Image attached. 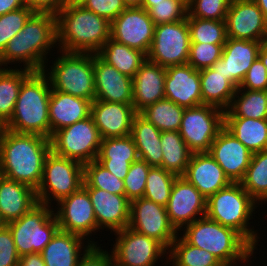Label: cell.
<instances>
[{"instance_id":"1","label":"cell","mask_w":267,"mask_h":266,"mask_svg":"<svg viewBox=\"0 0 267 266\" xmlns=\"http://www.w3.org/2000/svg\"><path fill=\"white\" fill-rule=\"evenodd\" d=\"M51 151L50 139L8 130L0 138V170L4 177L37 190L44 162Z\"/></svg>"},{"instance_id":"2","label":"cell","mask_w":267,"mask_h":266,"mask_svg":"<svg viewBox=\"0 0 267 266\" xmlns=\"http://www.w3.org/2000/svg\"><path fill=\"white\" fill-rule=\"evenodd\" d=\"M57 46L56 14L34 12L0 54V67L23 63L24 69L43 71L50 49ZM47 61V62H46Z\"/></svg>"},{"instance_id":"3","label":"cell","mask_w":267,"mask_h":266,"mask_svg":"<svg viewBox=\"0 0 267 266\" xmlns=\"http://www.w3.org/2000/svg\"><path fill=\"white\" fill-rule=\"evenodd\" d=\"M106 18L83 6L63 5L56 14L57 44L60 51L97 53L110 39Z\"/></svg>"},{"instance_id":"4","label":"cell","mask_w":267,"mask_h":266,"mask_svg":"<svg viewBox=\"0 0 267 266\" xmlns=\"http://www.w3.org/2000/svg\"><path fill=\"white\" fill-rule=\"evenodd\" d=\"M51 83L44 71L32 72L22 83L7 129L50 139Z\"/></svg>"},{"instance_id":"5","label":"cell","mask_w":267,"mask_h":266,"mask_svg":"<svg viewBox=\"0 0 267 266\" xmlns=\"http://www.w3.org/2000/svg\"><path fill=\"white\" fill-rule=\"evenodd\" d=\"M181 236L188 244L205 249L225 266L248 263L254 248L234 229L225 227L207 216L183 228Z\"/></svg>"},{"instance_id":"6","label":"cell","mask_w":267,"mask_h":266,"mask_svg":"<svg viewBox=\"0 0 267 266\" xmlns=\"http://www.w3.org/2000/svg\"><path fill=\"white\" fill-rule=\"evenodd\" d=\"M257 204L240 182H231L207 198L205 216L225 227L234 229L256 249L259 237L257 230L249 226V220L253 218L252 213L258 207Z\"/></svg>"},{"instance_id":"7","label":"cell","mask_w":267,"mask_h":266,"mask_svg":"<svg viewBox=\"0 0 267 266\" xmlns=\"http://www.w3.org/2000/svg\"><path fill=\"white\" fill-rule=\"evenodd\" d=\"M43 70L53 90L95 100L94 53L64 52ZM48 72V73H47Z\"/></svg>"},{"instance_id":"8","label":"cell","mask_w":267,"mask_h":266,"mask_svg":"<svg viewBox=\"0 0 267 266\" xmlns=\"http://www.w3.org/2000/svg\"><path fill=\"white\" fill-rule=\"evenodd\" d=\"M51 207L53 206L38 202L22 217L6 224L12 232L20 257L41 253L59 230L54 209Z\"/></svg>"},{"instance_id":"9","label":"cell","mask_w":267,"mask_h":266,"mask_svg":"<svg viewBox=\"0 0 267 266\" xmlns=\"http://www.w3.org/2000/svg\"><path fill=\"white\" fill-rule=\"evenodd\" d=\"M84 183V165L80 162L55 154L47 155L43 176L36 190L38 202L52 205L51 202L78 191Z\"/></svg>"},{"instance_id":"10","label":"cell","mask_w":267,"mask_h":266,"mask_svg":"<svg viewBox=\"0 0 267 266\" xmlns=\"http://www.w3.org/2000/svg\"><path fill=\"white\" fill-rule=\"evenodd\" d=\"M50 141L51 150L55 154L84 165L96 160L102 137L90 115L56 131Z\"/></svg>"},{"instance_id":"11","label":"cell","mask_w":267,"mask_h":266,"mask_svg":"<svg viewBox=\"0 0 267 266\" xmlns=\"http://www.w3.org/2000/svg\"><path fill=\"white\" fill-rule=\"evenodd\" d=\"M224 112L209 104L185 108L179 132L192 153L209 152L224 127Z\"/></svg>"},{"instance_id":"12","label":"cell","mask_w":267,"mask_h":266,"mask_svg":"<svg viewBox=\"0 0 267 266\" xmlns=\"http://www.w3.org/2000/svg\"><path fill=\"white\" fill-rule=\"evenodd\" d=\"M190 43L188 18L156 25L147 59L165 68L187 64Z\"/></svg>"},{"instance_id":"13","label":"cell","mask_w":267,"mask_h":266,"mask_svg":"<svg viewBox=\"0 0 267 266\" xmlns=\"http://www.w3.org/2000/svg\"><path fill=\"white\" fill-rule=\"evenodd\" d=\"M111 257L117 266H155L167 256L168 250L156 239L139 233L130 227L117 231ZM162 256V257H161Z\"/></svg>"},{"instance_id":"14","label":"cell","mask_w":267,"mask_h":266,"mask_svg":"<svg viewBox=\"0 0 267 266\" xmlns=\"http://www.w3.org/2000/svg\"><path fill=\"white\" fill-rule=\"evenodd\" d=\"M57 211L54 215L57 219L59 230L79 235L92 245H99L86 237L100 229L95 219L94 208L88 191L82 186L78 191L56 202ZM56 212V213H55ZM93 232V233H92Z\"/></svg>"},{"instance_id":"15","label":"cell","mask_w":267,"mask_h":266,"mask_svg":"<svg viewBox=\"0 0 267 266\" xmlns=\"http://www.w3.org/2000/svg\"><path fill=\"white\" fill-rule=\"evenodd\" d=\"M131 229L159 241L167 250L179 233L171 225L166 207L144 197L130 201Z\"/></svg>"},{"instance_id":"16","label":"cell","mask_w":267,"mask_h":266,"mask_svg":"<svg viewBox=\"0 0 267 266\" xmlns=\"http://www.w3.org/2000/svg\"><path fill=\"white\" fill-rule=\"evenodd\" d=\"M155 24L144 8H126L110 25V38L143 52L146 56L153 42Z\"/></svg>"},{"instance_id":"17","label":"cell","mask_w":267,"mask_h":266,"mask_svg":"<svg viewBox=\"0 0 267 266\" xmlns=\"http://www.w3.org/2000/svg\"><path fill=\"white\" fill-rule=\"evenodd\" d=\"M206 202L207 199L187 179L177 176L166 205L171 225L178 232L195 220L204 217Z\"/></svg>"},{"instance_id":"18","label":"cell","mask_w":267,"mask_h":266,"mask_svg":"<svg viewBox=\"0 0 267 266\" xmlns=\"http://www.w3.org/2000/svg\"><path fill=\"white\" fill-rule=\"evenodd\" d=\"M225 22L227 38L267 41V20L253 0H231Z\"/></svg>"},{"instance_id":"19","label":"cell","mask_w":267,"mask_h":266,"mask_svg":"<svg viewBox=\"0 0 267 266\" xmlns=\"http://www.w3.org/2000/svg\"><path fill=\"white\" fill-rule=\"evenodd\" d=\"M262 42L227 38L221 58L212 68L220 71L238 88L252 63L258 58Z\"/></svg>"},{"instance_id":"20","label":"cell","mask_w":267,"mask_h":266,"mask_svg":"<svg viewBox=\"0 0 267 266\" xmlns=\"http://www.w3.org/2000/svg\"><path fill=\"white\" fill-rule=\"evenodd\" d=\"M231 182H240L250 165L252 153L223 127L208 152Z\"/></svg>"},{"instance_id":"21","label":"cell","mask_w":267,"mask_h":266,"mask_svg":"<svg viewBox=\"0 0 267 266\" xmlns=\"http://www.w3.org/2000/svg\"><path fill=\"white\" fill-rule=\"evenodd\" d=\"M164 95L165 99L184 108L202 105L199 70L188 63L167 67Z\"/></svg>"},{"instance_id":"22","label":"cell","mask_w":267,"mask_h":266,"mask_svg":"<svg viewBox=\"0 0 267 266\" xmlns=\"http://www.w3.org/2000/svg\"><path fill=\"white\" fill-rule=\"evenodd\" d=\"M94 208L97 226L117 232L128 227L130 200L125 195L112 194L99 188H85Z\"/></svg>"},{"instance_id":"23","label":"cell","mask_w":267,"mask_h":266,"mask_svg":"<svg viewBox=\"0 0 267 266\" xmlns=\"http://www.w3.org/2000/svg\"><path fill=\"white\" fill-rule=\"evenodd\" d=\"M137 113L132 104L94 100L91 117L102 139L124 137L131 134L132 121Z\"/></svg>"},{"instance_id":"24","label":"cell","mask_w":267,"mask_h":266,"mask_svg":"<svg viewBox=\"0 0 267 266\" xmlns=\"http://www.w3.org/2000/svg\"><path fill=\"white\" fill-rule=\"evenodd\" d=\"M95 99L133 104L132 78L121 74L94 53Z\"/></svg>"},{"instance_id":"25","label":"cell","mask_w":267,"mask_h":266,"mask_svg":"<svg viewBox=\"0 0 267 266\" xmlns=\"http://www.w3.org/2000/svg\"><path fill=\"white\" fill-rule=\"evenodd\" d=\"M183 177L206 199L231 183L208 152L192 153Z\"/></svg>"},{"instance_id":"26","label":"cell","mask_w":267,"mask_h":266,"mask_svg":"<svg viewBox=\"0 0 267 266\" xmlns=\"http://www.w3.org/2000/svg\"><path fill=\"white\" fill-rule=\"evenodd\" d=\"M166 68L146 59L132 78L133 108L140 113L147 106L165 99Z\"/></svg>"},{"instance_id":"27","label":"cell","mask_w":267,"mask_h":266,"mask_svg":"<svg viewBox=\"0 0 267 266\" xmlns=\"http://www.w3.org/2000/svg\"><path fill=\"white\" fill-rule=\"evenodd\" d=\"M139 159L131 135L102 139L96 161L112 175L124 180L130 165Z\"/></svg>"},{"instance_id":"28","label":"cell","mask_w":267,"mask_h":266,"mask_svg":"<svg viewBox=\"0 0 267 266\" xmlns=\"http://www.w3.org/2000/svg\"><path fill=\"white\" fill-rule=\"evenodd\" d=\"M91 103L90 100L52 89L49 100L50 138L56 131L89 117Z\"/></svg>"},{"instance_id":"29","label":"cell","mask_w":267,"mask_h":266,"mask_svg":"<svg viewBox=\"0 0 267 266\" xmlns=\"http://www.w3.org/2000/svg\"><path fill=\"white\" fill-rule=\"evenodd\" d=\"M37 203L36 190L2 176L0 180V214L6 224L22 217Z\"/></svg>"},{"instance_id":"30","label":"cell","mask_w":267,"mask_h":266,"mask_svg":"<svg viewBox=\"0 0 267 266\" xmlns=\"http://www.w3.org/2000/svg\"><path fill=\"white\" fill-rule=\"evenodd\" d=\"M85 240L79 235L58 230L40 253L45 265L77 266L80 257L92 245H85Z\"/></svg>"},{"instance_id":"31","label":"cell","mask_w":267,"mask_h":266,"mask_svg":"<svg viewBox=\"0 0 267 266\" xmlns=\"http://www.w3.org/2000/svg\"><path fill=\"white\" fill-rule=\"evenodd\" d=\"M161 131L137 113L132 121L131 136L137 148L139 159L152 167L162 164Z\"/></svg>"},{"instance_id":"32","label":"cell","mask_w":267,"mask_h":266,"mask_svg":"<svg viewBox=\"0 0 267 266\" xmlns=\"http://www.w3.org/2000/svg\"><path fill=\"white\" fill-rule=\"evenodd\" d=\"M224 127L252 154L267 149V119L224 117Z\"/></svg>"},{"instance_id":"33","label":"cell","mask_w":267,"mask_h":266,"mask_svg":"<svg viewBox=\"0 0 267 266\" xmlns=\"http://www.w3.org/2000/svg\"><path fill=\"white\" fill-rule=\"evenodd\" d=\"M202 104L227 110L233 100L236 87L220 71L212 67L199 70Z\"/></svg>"},{"instance_id":"34","label":"cell","mask_w":267,"mask_h":266,"mask_svg":"<svg viewBox=\"0 0 267 266\" xmlns=\"http://www.w3.org/2000/svg\"><path fill=\"white\" fill-rule=\"evenodd\" d=\"M107 64L114 66L121 74L133 78L147 56L125 44L109 39L96 53Z\"/></svg>"},{"instance_id":"35","label":"cell","mask_w":267,"mask_h":266,"mask_svg":"<svg viewBox=\"0 0 267 266\" xmlns=\"http://www.w3.org/2000/svg\"><path fill=\"white\" fill-rule=\"evenodd\" d=\"M163 159L162 167L177 176H183L192 152L188 149L179 131L162 132L160 136Z\"/></svg>"},{"instance_id":"36","label":"cell","mask_w":267,"mask_h":266,"mask_svg":"<svg viewBox=\"0 0 267 266\" xmlns=\"http://www.w3.org/2000/svg\"><path fill=\"white\" fill-rule=\"evenodd\" d=\"M224 117L267 119V90H247L238 87L230 107L224 112Z\"/></svg>"},{"instance_id":"37","label":"cell","mask_w":267,"mask_h":266,"mask_svg":"<svg viewBox=\"0 0 267 266\" xmlns=\"http://www.w3.org/2000/svg\"><path fill=\"white\" fill-rule=\"evenodd\" d=\"M8 68L0 67V117L6 124L12 117L23 81L32 73L22 67Z\"/></svg>"},{"instance_id":"38","label":"cell","mask_w":267,"mask_h":266,"mask_svg":"<svg viewBox=\"0 0 267 266\" xmlns=\"http://www.w3.org/2000/svg\"><path fill=\"white\" fill-rule=\"evenodd\" d=\"M168 256L165 264L172 262V266H225L215 255L188 244L178 235L168 250Z\"/></svg>"},{"instance_id":"39","label":"cell","mask_w":267,"mask_h":266,"mask_svg":"<svg viewBox=\"0 0 267 266\" xmlns=\"http://www.w3.org/2000/svg\"><path fill=\"white\" fill-rule=\"evenodd\" d=\"M240 184L258 204L267 202V149L252 154Z\"/></svg>"},{"instance_id":"40","label":"cell","mask_w":267,"mask_h":266,"mask_svg":"<svg viewBox=\"0 0 267 266\" xmlns=\"http://www.w3.org/2000/svg\"><path fill=\"white\" fill-rule=\"evenodd\" d=\"M184 110V107L168 99H162L147 106L139 114L161 132L179 131Z\"/></svg>"},{"instance_id":"41","label":"cell","mask_w":267,"mask_h":266,"mask_svg":"<svg viewBox=\"0 0 267 266\" xmlns=\"http://www.w3.org/2000/svg\"><path fill=\"white\" fill-rule=\"evenodd\" d=\"M188 27L191 43H226L225 20L188 18Z\"/></svg>"},{"instance_id":"42","label":"cell","mask_w":267,"mask_h":266,"mask_svg":"<svg viewBox=\"0 0 267 266\" xmlns=\"http://www.w3.org/2000/svg\"><path fill=\"white\" fill-rule=\"evenodd\" d=\"M177 175L162 167H151L146 180L144 198L166 207Z\"/></svg>"},{"instance_id":"43","label":"cell","mask_w":267,"mask_h":266,"mask_svg":"<svg viewBox=\"0 0 267 266\" xmlns=\"http://www.w3.org/2000/svg\"><path fill=\"white\" fill-rule=\"evenodd\" d=\"M84 188H99L112 194L125 195L124 180L112 175L96 160L84 164Z\"/></svg>"},{"instance_id":"44","label":"cell","mask_w":267,"mask_h":266,"mask_svg":"<svg viewBox=\"0 0 267 266\" xmlns=\"http://www.w3.org/2000/svg\"><path fill=\"white\" fill-rule=\"evenodd\" d=\"M142 8L148 11L155 26L182 21L188 16V4L183 0L142 2Z\"/></svg>"},{"instance_id":"45","label":"cell","mask_w":267,"mask_h":266,"mask_svg":"<svg viewBox=\"0 0 267 266\" xmlns=\"http://www.w3.org/2000/svg\"><path fill=\"white\" fill-rule=\"evenodd\" d=\"M33 13L32 9L25 6L0 16V54Z\"/></svg>"},{"instance_id":"46","label":"cell","mask_w":267,"mask_h":266,"mask_svg":"<svg viewBox=\"0 0 267 266\" xmlns=\"http://www.w3.org/2000/svg\"><path fill=\"white\" fill-rule=\"evenodd\" d=\"M151 167L141 159L130 165L124 179L125 196L130 201L144 197L147 175Z\"/></svg>"},{"instance_id":"47","label":"cell","mask_w":267,"mask_h":266,"mask_svg":"<svg viewBox=\"0 0 267 266\" xmlns=\"http://www.w3.org/2000/svg\"><path fill=\"white\" fill-rule=\"evenodd\" d=\"M231 0H191L187 18L225 20Z\"/></svg>"},{"instance_id":"48","label":"cell","mask_w":267,"mask_h":266,"mask_svg":"<svg viewBox=\"0 0 267 266\" xmlns=\"http://www.w3.org/2000/svg\"><path fill=\"white\" fill-rule=\"evenodd\" d=\"M223 47L224 44L190 43L188 64L196 70L210 68L221 58Z\"/></svg>"},{"instance_id":"49","label":"cell","mask_w":267,"mask_h":266,"mask_svg":"<svg viewBox=\"0 0 267 266\" xmlns=\"http://www.w3.org/2000/svg\"><path fill=\"white\" fill-rule=\"evenodd\" d=\"M83 7L112 22L126 9L122 0H87Z\"/></svg>"},{"instance_id":"50","label":"cell","mask_w":267,"mask_h":266,"mask_svg":"<svg viewBox=\"0 0 267 266\" xmlns=\"http://www.w3.org/2000/svg\"><path fill=\"white\" fill-rule=\"evenodd\" d=\"M239 88L257 91L267 90V70L259 58L252 63Z\"/></svg>"},{"instance_id":"51","label":"cell","mask_w":267,"mask_h":266,"mask_svg":"<svg viewBox=\"0 0 267 266\" xmlns=\"http://www.w3.org/2000/svg\"><path fill=\"white\" fill-rule=\"evenodd\" d=\"M19 260L12 232L6 225L0 228V266H18Z\"/></svg>"},{"instance_id":"52","label":"cell","mask_w":267,"mask_h":266,"mask_svg":"<svg viewBox=\"0 0 267 266\" xmlns=\"http://www.w3.org/2000/svg\"><path fill=\"white\" fill-rule=\"evenodd\" d=\"M112 257L98 245H91L80 257L77 266H111Z\"/></svg>"},{"instance_id":"53","label":"cell","mask_w":267,"mask_h":266,"mask_svg":"<svg viewBox=\"0 0 267 266\" xmlns=\"http://www.w3.org/2000/svg\"><path fill=\"white\" fill-rule=\"evenodd\" d=\"M26 6L34 12L57 14L64 5V0H24Z\"/></svg>"},{"instance_id":"54","label":"cell","mask_w":267,"mask_h":266,"mask_svg":"<svg viewBox=\"0 0 267 266\" xmlns=\"http://www.w3.org/2000/svg\"><path fill=\"white\" fill-rule=\"evenodd\" d=\"M18 266H46V265L40 253H31L21 256Z\"/></svg>"},{"instance_id":"55","label":"cell","mask_w":267,"mask_h":266,"mask_svg":"<svg viewBox=\"0 0 267 266\" xmlns=\"http://www.w3.org/2000/svg\"><path fill=\"white\" fill-rule=\"evenodd\" d=\"M25 6L24 0H0V16Z\"/></svg>"},{"instance_id":"56","label":"cell","mask_w":267,"mask_h":266,"mask_svg":"<svg viewBox=\"0 0 267 266\" xmlns=\"http://www.w3.org/2000/svg\"><path fill=\"white\" fill-rule=\"evenodd\" d=\"M258 58L262 61L267 70V41H263L258 52Z\"/></svg>"},{"instance_id":"57","label":"cell","mask_w":267,"mask_h":266,"mask_svg":"<svg viewBox=\"0 0 267 266\" xmlns=\"http://www.w3.org/2000/svg\"><path fill=\"white\" fill-rule=\"evenodd\" d=\"M126 8H142L143 0H122Z\"/></svg>"},{"instance_id":"58","label":"cell","mask_w":267,"mask_h":266,"mask_svg":"<svg viewBox=\"0 0 267 266\" xmlns=\"http://www.w3.org/2000/svg\"><path fill=\"white\" fill-rule=\"evenodd\" d=\"M253 1L258 5V7L260 8V10L262 11L267 20V0H253Z\"/></svg>"},{"instance_id":"59","label":"cell","mask_w":267,"mask_h":266,"mask_svg":"<svg viewBox=\"0 0 267 266\" xmlns=\"http://www.w3.org/2000/svg\"><path fill=\"white\" fill-rule=\"evenodd\" d=\"M87 0H64V5L83 6Z\"/></svg>"},{"instance_id":"60","label":"cell","mask_w":267,"mask_h":266,"mask_svg":"<svg viewBox=\"0 0 267 266\" xmlns=\"http://www.w3.org/2000/svg\"><path fill=\"white\" fill-rule=\"evenodd\" d=\"M7 131V124L3 121V119L0 117V138L4 135V133Z\"/></svg>"},{"instance_id":"61","label":"cell","mask_w":267,"mask_h":266,"mask_svg":"<svg viewBox=\"0 0 267 266\" xmlns=\"http://www.w3.org/2000/svg\"><path fill=\"white\" fill-rule=\"evenodd\" d=\"M6 226V223L4 222L3 218L1 217V214H0V228Z\"/></svg>"},{"instance_id":"62","label":"cell","mask_w":267,"mask_h":266,"mask_svg":"<svg viewBox=\"0 0 267 266\" xmlns=\"http://www.w3.org/2000/svg\"><path fill=\"white\" fill-rule=\"evenodd\" d=\"M160 1H163V0H143V2H160Z\"/></svg>"},{"instance_id":"63","label":"cell","mask_w":267,"mask_h":266,"mask_svg":"<svg viewBox=\"0 0 267 266\" xmlns=\"http://www.w3.org/2000/svg\"><path fill=\"white\" fill-rule=\"evenodd\" d=\"M183 1L186 2L187 4L191 2V0H183Z\"/></svg>"},{"instance_id":"64","label":"cell","mask_w":267,"mask_h":266,"mask_svg":"<svg viewBox=\"0 0 267 266\" xmlns=\"http://www.w3.org/2000/svg\"><path fill=\"white\" fill-rule=\"evenodd\" d=\"M2 176H3V174L1 173V170H0V180H1Z\"/></svg>"}]
</instances>
